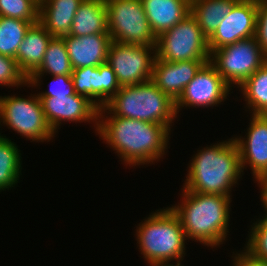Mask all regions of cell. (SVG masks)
<instances>
[{"label":"cell","mask_w":267,"mask_h":266,"mask_svg":"<svg viewBox=\"0 0 267 266\" xmlns=\"http://www.w3.org/2000/svg\"><path fill=\"white\" fill-rule=\"evenodd\" d=\"M28 85V79L19 69L14 58L0 55V86Z\"/></svg>","instance_id":"28"},{"label":"cell","mask_w":267,"mask_h":266,"mask_svg":"<svg viewBox=\"0 0 267 266\" xmlns=\"http://www.w3.org/2000/svg\"><path fill=\"white\" fill-rule=\"evenodd\" d=\"M239 87L252 114L267 115V61Z\"/></svg>","instance_id":"24"},{"label":"cell","mask_w":267,"mask_h":266,"mask_svg":"<svg viewBox=\"0 0 267 266\" xmlns=\"http://www.w3.org/2000/svg\"><path fill=\"white\" fill-rule=\"evenodd\" d=\"M245 248L253 256L267 260V234H250Z\"/></svg>","instance_id":"31"},{"label":"cell","mask_w":267,"mask_h":266,"mask_svg":"<svg viewBox=\"0 0 267 266\" xmlns=\"http://www.w3.org/2000/svg\"><path fill=\"white\" fill-rule=\"evenodd\" d=\"M39 99L46 121L54 133L62 121H95L97 131L99 108L87 97L75 93L70 96L39 97Z\"/></svg>","instance_id":"14"},{"label":"cell","mask_w":267,"mask_h":266,"mask_svg":"<svg viewBox=\"0 0 267 266\" xmlns=\"http://www.w3.org/2000/svg\"><path fill=\"white\" fill-rule=\"evenodd\" d=\"M142 3L156 38L191 13V0H142Z\"/></svg>","instance_id":"18"},{"label":"cell","mask_w":267,"mask_h":266,"mask_svg":"<svg viewBox=\"0 0 267 266\" xmlns=\"http://www.w3.org/2000/svg\"><path fill=\"white\" fill-rule=\"evenodd\" d=\"M246 138L233 137L239 149L241 168L249 164L254 178L267 175V115L252 114Z\"/></svg>","instance_id":"15"},{"label":"cell","mask_w":267,"mask_h":266,"mask_svg":"<svg viewBox=\"0 0 267 266\" xmlns=\"http://www.w3.org/2000/svg\"><path fill=\"white\" fill-rule=\"evenodd\" d=\"M182 203L170 207L179 217L186 239L219 246L226 239L230 218V196L187 191Z\"/></svg>","instance_id":"2"},{"label":"cell","mask_w":267,"mask_h":266,"mask_svg":"<svg viewBox=\"0 0 267 266\" xmlns=\"http://www.w3.org/2000/svg\"><path fill=\"white\" fill-rule=\"evenodd\" d=\"M266 61L267 56L255 36L216 49L210 54V62L231 88L232 84L239 87Z\"/></svg>","instance_id":"9"},{"label":"cell","mask_w":267,"mask_h":266,"mask_svg":"<svg viewBox=\"0 0 267 266\" xmlns=\"http://www.w3.org/2000/svg\"><path fill=\"white\" fill-rule=\"evenodd\" d=\"M254 226V227H253ZM250 234H267V214L258 223H253Z\"/></svg>","instance_id":"34"},{"label":"cell","mask_w":267,"mask_h":266,"mask_svg":"<svg viewBox=\"0 0 267 266\" xmlns=\"http://www.w3.org/2000/svg\"><path fill=\"white\" fill-rule=\"evenodd\" d=\"M0 120V124L32 141L49 142L55 134L46 121L38 94L30 98L0 96Z\"/></svg>","instance_id":"8"},{"label":"cell","mask_w":267,"mask_h":266,"mask_svg":"<svg viewBox=\"0 0 267 266\" xmlns=\"http://www.w3.org/2000/svg\"><path fill=\"white\" fill-rule=\"evenodd\" d=\"M155 59V46L125 44L112 40L107 63L112 67L118 83L125 86L151 80Z\"/></svg>","instance_id":"10"},{"label":"cell","mask_w":267,"mask_h":266,"mask_svg":"<svg viewBox=\"0 0 267 266\" xmlns=\"http://www.w3.org/2000/svg\"><path fill=\"white\" fill-rule=\"evenodd\" d=\"M137 228V243L148 263L183 260L186 236L179 217L170 207L152 213Z\"/></svg>","instance_id":"5"},{"label":"cell","mask_w":267,"mask_h":266,"mask_svg":"<svg viewBox=\"0 0 267 266\" xmlns=\"http://www.w3.org/2000/svg\"><path fill=\"white\" fill-rule=\"evenodd\" d=\"M39 3L36 0H0V16L24 21H38Z\"/></svg>","instance_id":"27"},{"label":"cell","mask_w":267,"mask_h":266,"mask_svg":"<svg viewBox=\"0 0 267 266\" xmlns=\"http://www.w3.org/2000/svg\"><path fill=\"white\" fill-rule=\"evenodd\" d=\"M56 85L50 86L48 91L38 94V97H55V96H70L75 94L73 80L71 75H55L53 76ZM56 86V87H55Z\"/></svg>","instance_id":"29"},{"label":"cell","mask_w":267,"mask_h":266,"mask_svg":"<svg viewBox=\"0 0 267 266\" xmlns=\"http://www.w3.org/2000/svg\"><path fill=\"white\" fill-rule=\"evenodd\" d=\"M258 0H240L208 39L210 54L256 35Z\"/></svg>","instance_id":"12"},{"label":"cell","mask_w":267,"mask_h":266,"mask_svg":"<svg viewBox=\"0 0 267 266\" xmlns=\"http://www.w3.org/2000/svg\"><path fill=\"white\" fill-rule=\"evenodd\" d=\"M156 58L167 62L210 60L208 38L190 13L156 38Z\"/></svg>","instance_id":"6"},{"label":"cell","mask_w":267,"mask_h":266,"mask_svg":"<svg viewBox=\"0 0 267 266\" xmlns=\"http://www.w3.org/2000/svg\"><path fill=\"white\" fill-rule=\"evenodd\" d=\"M103 112L113 114L112 116L162 124L169 130L172 121L177 117L175 102L152 80L121 86L120 90L99 109V114H104Z\"/></svg>","instance_id":"4"},{"label":"cell","mask_w":267,"mask_h":266,"mask_svg":"<svg viewBox=\"0 0 267 266\" xmlns=\"http://www.w3.org/2000/svg\"><path fill=\"white\" fill-rule=\"evenodd\" d=\"M16 144L0 135V190L14 187L21 174V153ZM14 185V186H13Z\"/></svg>","instance_id":"25"},{"label":"cell","mask_w":267,"mask_h":266,"mask_svg":"<svg viewBox=\"0 0 267 266\" xmlns=\"http://www.w3.org/2000/svg\"><path fill=\"white\" fill-rule=\"evenodd\" d=\"M208 61L210 60L167 62L156 58L151 80L162 92L176 102L186 85Z\"/></svg>","instance_id":"16"},{"label":"cell","mask_w":267,"mask_h":266,"mask_svg":"<svg viewBox=\"0 0 267 266\" xmlns=\"http://www.w3.org/2000/svg\"><path fill=\"white\" fill-rule=\"evenodd\" d=\"M184 189L205 194L231 196L242 171L239 149L233 138L206 147L192 158Z\"/></svg>","instance_id":"3"},{"label":"cell","mask_w":267,"mask_h":266,"mask_svg":"<svg viewBox=\"0 0 267 266\" xmlns=\"http://www.w3.org/2000/svg\"><path fill=\"white\" fill-rule=\"evenodd\" d=\"M244 251L235 256L233 266H267V260L253 256L246 249Z\"/></svg>","instance_id":"32"},{"label":"cell","mask_w":267,"mask_h":266,"mask_svg":"<svg viewBox=\"0 0 267 266\" xmlns=\"http://www.w3.org/2000/svg\"><path fill=\"white\" fill-rule=\"evenodd\" d=\"M98 118L101 120L98 119L97 133L120 155L126 166L153 163L165 154L170 138L166 126L111 114L106 120L102 114Z\"/></svg>","instance_id":"1"},{"label":"cell","mask_w":267,"mask_h":266,"mask_svg":"<svg viewBox=\"0 0 267 266\" xmlns=\"http://www.w3.org/2000/svg\"><path fill=\"white\" fill-rule=\"evenodd\" d=\"M83 0H45L39 4L38 22L53 36L69 35Z\"/></svg>","instance_id":"20"},{"label":"cell","mask_w":267,"mask_h":266,"mask_svg":"<svg viewBox=\"0 0 267 266\" xmlns=\"http://www.w3.org/2000/svg\"><path fill=\"white\" fill-rule=\"evenodd\" d=\"M261 49L267 56V2L258 1L257 26L255 35Z\"/></svg>","instance_id":"30"},{"label":"cell","mask_w":267,"mask_h":266,"mask_svg":"<svg viewBox=\"0 0 267 266\" xmlns=\"http://www.w3.org/2000/svg\"><path fill=\"white\" fill-rule=\"evenodd\" d=\"M105 3L111 40L125 44L156 45L142 0H105Z\"/></svg>","instance_id":"7"},{"label":"cell","mask_w":267,"mask_h":266,"mask_svg":"<svg viewBox=\"0 0 267 266\" xmlns=\"http://www.w3.org/2000/svg\"><path fill=\"white\" fill-rule=\"evenodd\" d=\"M44 73L55 75H71L73 68L62 37H53L44 54L40 67L28 78V84L37 86Z\"/></svg>","instance_id":"23"},{"label":"cell","mask_w":267,"mask_h":266,"mask_svg":"<svg viewBox=\"0 0 267 266\" xmlns=\"http://www.w3.org/2000/svg\"><path fill=\"white\" fill-rule=\"evenodd\" d=\"M62 38L73 69L97 67L107 62L108 49L112 41L109 33L86 36L65 35Z\"/></svg>","instance_id":"17"},{"label":"cell","mask_w":267,"mask_h":266,"mask_svg":"<svg viewBox=\"0 0 267 266\" xmlns=\"http://www.w3.org/2000/svg\"><path fill=\"white\" fill-rule=\"evenodd\" d=\"M37 22L0 16V55L16 59L18 47L27 30Z\"/></svg>","instance_id":"26"},{"label":"cell","mask_w":267,"mask_h":266,"mask_svg":"<svg viewBox=\"0 0 267 266\" xmlns=\"http://www.w3.org/2000/svg\"><path fill=\"white\" fill-rule=\"evenodd\" d=\"M256 181L258 182V185L260 184L261 186H259L262 190H261V201L263 202L264 208L266 210V214H267V175L264 176H260L255 178Z\"/></svg>","instance_id":"33"},{"label":"cell","mask_w":267,"mask_h":266,"mask_svg":"<svg viewBox=\"0 0 267 266\" xmlns=\"http://www.w3.org/2000/svg\"><path fill=\"white\" fill-rule=\"evenodd\" d=\"M240 0H191V14L209 39Z\"/></svg>","instance_id":"22"},{"label":"cell","mask_w":267,"mask_h":266,"mask_svg":"<svg viewBox=\"0 0 267 266\" xmlns=\"http://www.w3.org/2000/svg\"><path fill=\"white\" fill-rule=\"evenodd\" d=\"M53 36L39 23L27 30L16 53V62L28 79L41 65L48 44Z\"/></svg>","instance_id":"19"},{"label":"cell","mask_w":267,"mask_h":266,"mask_svg":"<svg viewBox=\"0 0 267 266\" xmlns=\"http://www.w3.org/2000/svg\"><path fill=\"white\" fill-rule=\"evenodd\" d=\"M71 77L75 93L87 97L99 109L102 108L121 87L112 67L107 62L97 67L88 66L73 69Z\"/></svg>","instance_id":"13"},{"label":"cell","mask_w":267,"mask_h":266,"mask_svg":"<svg viewBox=\"0 0 267 266\" xmlns=\"http://www.w3.org/2000/svg\"><path fill=\"white\" fill-rule=\"evenodd\" d=\"M109 33L105 0H83L73 19L69 35Z\"/></svg>","instance_id":"21"},{"label":"cell","mask_w":267,"mask_h":266,"mask_svg":"<svg viewBox=\"0 0 267 266\" xmlns=\"http://www.w3.org/2000/svg\"><path fill=\"white\" fill-rule=\"evenodd\" d=\"M150 266H183L180 261L176 262V265L169 264L168 262L149 263Z\"/></svg>","instance_id":"35"},{"label":"cell","mask_w":267,"mask_h":266,"mask_svg":"<svg viewBox=\"0 0 267 266\" xmlns=\"http://www.w3.org/2000/svg\"><path fill=\"white\" fill-rule=\"evenodd\" d=\"M230 90V86L219 75L216 67L208 61L186 85L182 95L175 102L176 114L184 106H216L227 98Z\"/></svg>","instance_id":"11"}]
</instances>
